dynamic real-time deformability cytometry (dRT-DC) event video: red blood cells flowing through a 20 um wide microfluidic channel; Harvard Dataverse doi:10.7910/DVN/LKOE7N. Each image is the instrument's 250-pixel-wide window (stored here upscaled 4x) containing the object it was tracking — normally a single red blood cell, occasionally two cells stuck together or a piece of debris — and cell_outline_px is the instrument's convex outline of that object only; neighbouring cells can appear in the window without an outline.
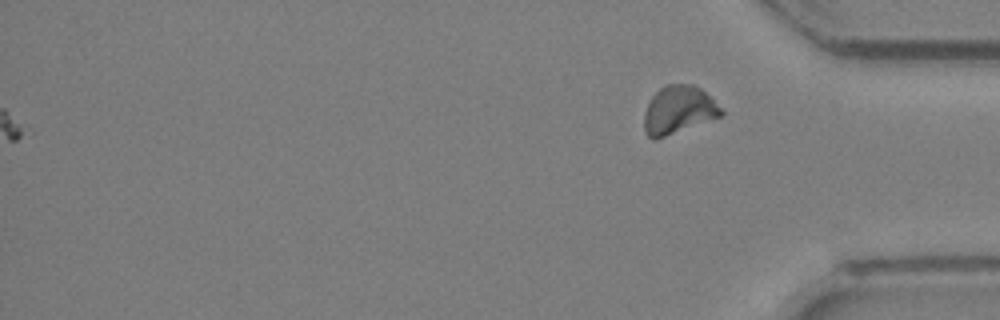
{"species": "Egyptian fruit bat (a non-hibernating species)", "species_latin": "Rousettus aegyptiacus", "temperature_condition": "room temperature", "stored_images_in_passage": 20, "camera_frame_rate_fps": 3000, "um_per_image_px": 0.085, "animal": {"sex": "female"}, "frame": {"image": 1, "passage_image": 20, "time_ms": 6.333, "image_size_px": [1000, 320], "cell_outline_px": [[724, 112], [720, 116], [656, 140], [652, 140], [644, 132], [644, 112], [652, 96], [660, 88], [668, 84], [692, 84], [700, 88]], "centroid_in_image_um": [57.62, 9.36], "position_along_channel_um": 377.6, "area_um2": 21.21}}